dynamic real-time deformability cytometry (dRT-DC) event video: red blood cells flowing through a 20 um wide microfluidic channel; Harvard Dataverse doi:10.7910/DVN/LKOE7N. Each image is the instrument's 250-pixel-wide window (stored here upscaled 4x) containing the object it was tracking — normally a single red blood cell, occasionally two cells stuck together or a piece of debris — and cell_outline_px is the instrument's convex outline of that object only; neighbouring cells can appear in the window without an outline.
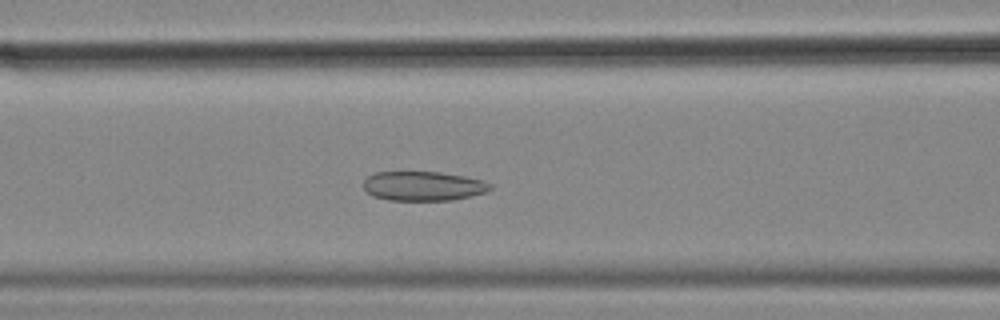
{"species": "common noctule bat (a hibernating species)", "species_latin": "Nyctalus noctula", "temperature_condition": "cold", "stored_images_in_passage": 32, "camera_frame_rate_fps": 3000, "um_per_image_px": 0.085, "animal": {"sex": "female", "body_mass_g": 18.4}, "frame": {"image": 1, "passage_image": 16, "time_ms": 5.0, "image_size_px": [1000, 320], "cell_outline_px": [[492, 188], [488, 192], [472, 196], [452, 200], [388, 200], [372, 196], [364, 188], [364, 180], [368, 176], [376, 172], [440, 172], [464, 176], [484, 180], [492, 184]], "centroid_in_image_um": [36.02, 15.81], "position_along_channel_um": 130.6, "area_um2": 21.85}}
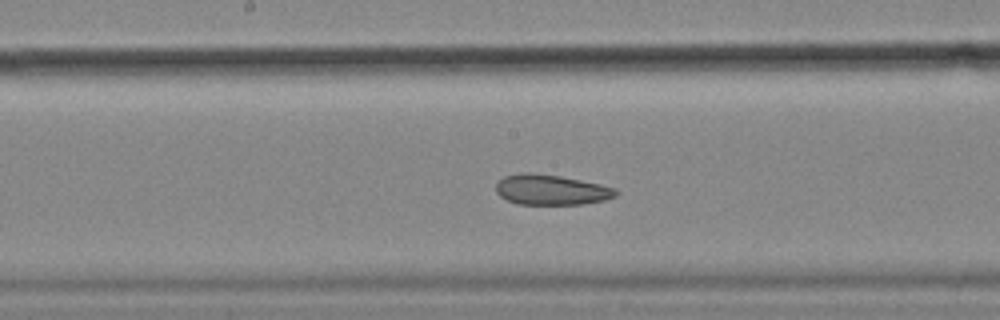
{"frame": {"image": 2, "passage_image": 22, "time_ms": 7.0, "image_size_px": [1000, 320], "cell_outline_px": [[620, 192], [616, 196], [604, 200], [580, 204], [516, 204], [500, 196], [496, 192], [496, 184], [504, 176], [524, 172], [532, 172], [560, 176], [600, 184], [616, 188]], "centroid_in_image_um": [46.85, 16.13], "position_along_channel_um": 201.3, "area_um2": 21.15}}
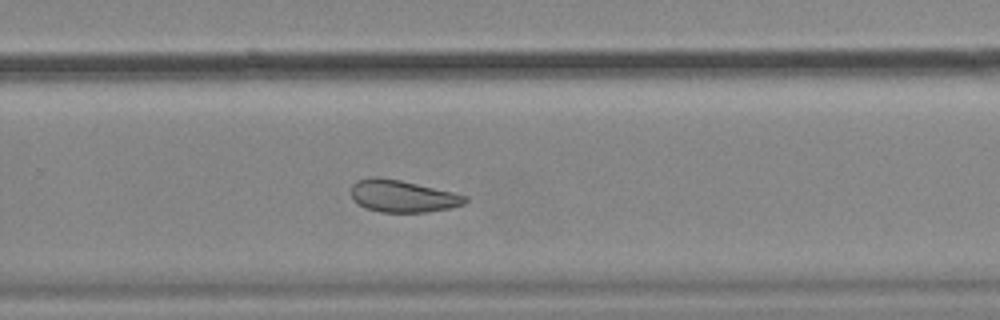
{"frame": {"image": 3, "passage_image": 30, "time_ms": 9.667, "image_size_px": [1000, 320], "cell_outline_px": [[468, 200], [464, 204], [448, 208], [428, 212], [380, 212], [364, 208], [352, 200], [352, 184], [356, 180], [368, 176], [376, 176], [400, 180], [452, 192], [468, 196]], "centroid_in_image_um": [34.17, 16.67], "position_along_channel_um": 295.6, "area_um2": 21.44}, "authors_computed_cell_mechanics": {"area_um2": 22.2819, "velocity_mm_per_s": 3.5425, "shape_relaxation_time_tau1_ms": null, "shape_relaxation_time_tau2_ms": 5.5042, "deformation_change_tau1": null, "deformation_change_tau2": 0.1253}}